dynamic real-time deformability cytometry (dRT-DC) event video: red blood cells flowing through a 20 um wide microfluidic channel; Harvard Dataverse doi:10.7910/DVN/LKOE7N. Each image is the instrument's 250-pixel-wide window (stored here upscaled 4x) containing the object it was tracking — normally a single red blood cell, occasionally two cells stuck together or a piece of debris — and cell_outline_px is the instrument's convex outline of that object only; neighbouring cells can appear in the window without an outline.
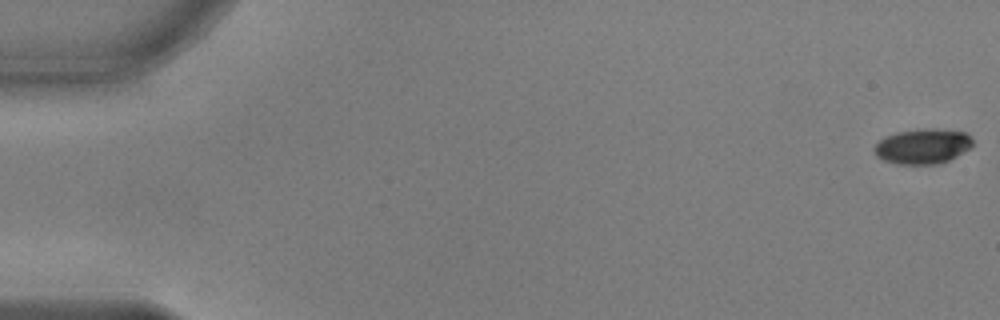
{"species": "common noctule bat (a hibernating species)", "species_latin": "Nyctalus noctula", "temperature_condition": "warm", "stored_images_in_passage": 54, "camera_frame_rate_fps": 3000, "um_per_image_px": 0.085, "animal": {"sex": "male", "body_mass_g": 17.9, "forearm_length_mm": 54.2}, "frame": {"image": 1, "passage_image": 1, "time_ms": 0.0, "image_size_px": [1000, 320], "cell_outline_px": [[972, 144], [968, 148], [956, 156], [948, 160], [936, 164], [896, 164], [884, 160], [876, 156], [872, 152], [872, 148], [880, 140], [896, 132], [924, 128], [936, 128], [964, 132], [972, 140]], "centroid_in_image_um": [78.37, 12.43], "position_along_channel_um": 6.6, "area_um2": 20.0}}
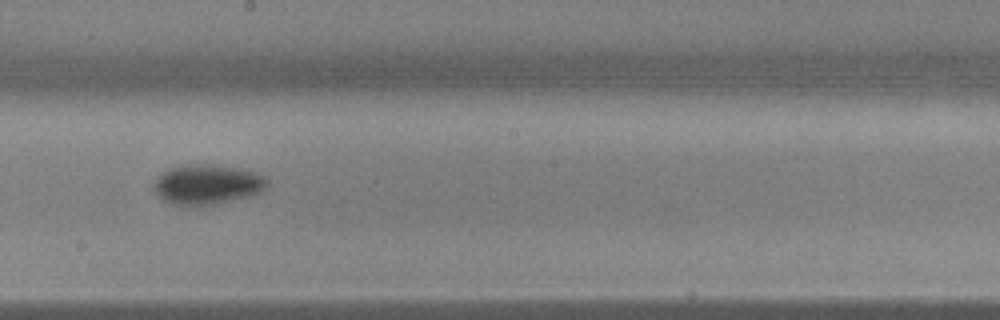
{"frame": {"image": 2, "passage_image": 31, "time_ms": 10.0, "image_size_px": [1000, 320], "cell_outline_px": [[268, 188], [260, 192], [248, 196], [212, 204], [188, 208], [172, 204], [156, 196], [152, 188], [152, 184], [168, 168], [184, 164], [212, 164], [240, 168], [264, 176], [268, 180]], "centroid_in_image_um": [17.56, 15.69], "position_along_channel_um": 230.6, "area_um2": 26.76}}
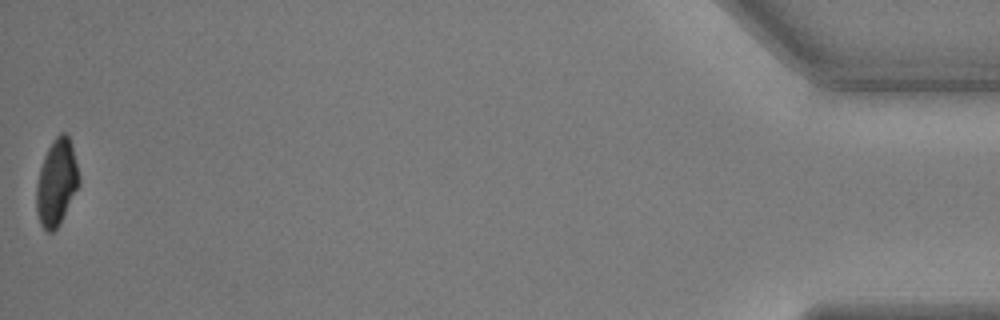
{"frame": {"image": 3, "passage_image": 54, "time_ms": 17.667, "image_size_px": [1000, 320], "cell_outline_px": [[80, 184], [60, 224], [52, 232], [48, 232], [40, 224], [36, 212], [36, 184], [40, 168], [44, 156], [52, 140], [60, 132], [64, 132], [68, 136], [72, 144], [80, 176]], "centroid_in_image_um": [4.81, 15.5], "position_along_channel_um": 430.4, "area_um2": 21.68}, "authors_computed_cell_mechanics": {"area_um2": 22.9755, "velocity_mm_per_s": 3.8004, "shape_relaxation_time_tau1_ms": 2.2357, "shape_relaxation_time_tau2_ms": null, "deformation_change_tau1": 0.1295, "deformation_change_tau2": null}}